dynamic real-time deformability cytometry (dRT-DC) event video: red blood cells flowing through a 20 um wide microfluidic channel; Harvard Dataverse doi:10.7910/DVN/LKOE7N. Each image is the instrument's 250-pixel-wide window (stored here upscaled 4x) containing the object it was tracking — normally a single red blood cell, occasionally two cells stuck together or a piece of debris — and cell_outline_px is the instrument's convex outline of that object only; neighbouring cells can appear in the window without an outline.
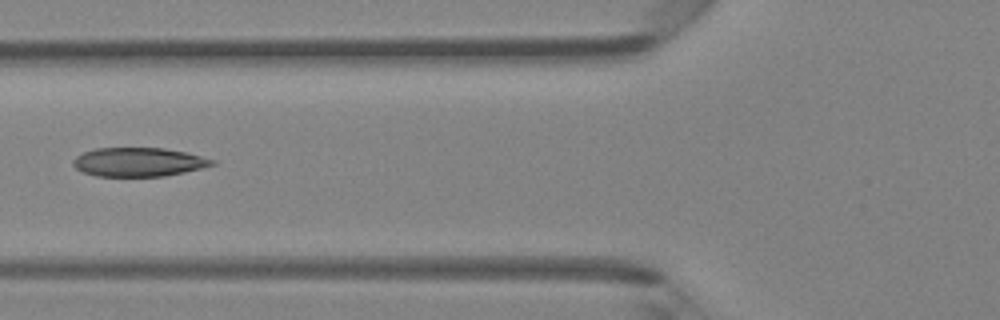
{"species": "Egyptian fruit bat (a non-hibernating species)", "species_latin": "Rousettus aegyptiacus", "temperature_condition": "room temperature", "stored_images_in_passage": 7, "camera_frame_rate_fps": 3000, "um_per_image_px": 0.085, "animal": {"sex": "female"}, "frame": {"image": 1, "passage_image": 6, "time_ms": 1.667, "image_size_px": [1000, 320], "cell_outline_px": [[216, 164], [184, 172], [164, 176], [96, 176], [84, 172], [76, 168], [72, 164], [72, 160], [76, 156], [84, 152], [96, 148], [164, 148], [188, 152], [216, 160]], "centroid_in_image_um": [11.79, 13.76], "position_along_channel_um": 114.0, "area_um2": 23.41}}
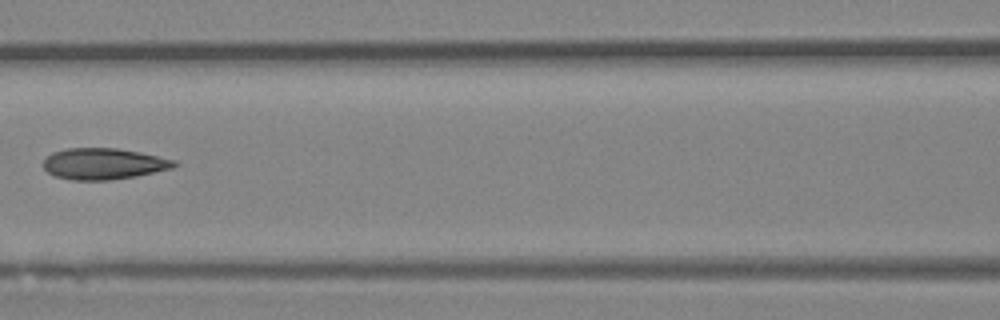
{"frame": {"image": 2, "passage_image": 7, "time_ms": 2.0, "image_size_px": [1000, 320], "cell_outline_px": [[180, 164], [172, 168], [136, 176], [108, 180], [72, 180], [56, 176], [48, 172], [44, 168], [44, 160], [52, 152], [68, 148], [116, 148], [140, 152], [176, 160]], "centroid_in_image_um": [8.83, 13.92], "position_along_channel_um": 157.8, "area_um2": 23.76}}